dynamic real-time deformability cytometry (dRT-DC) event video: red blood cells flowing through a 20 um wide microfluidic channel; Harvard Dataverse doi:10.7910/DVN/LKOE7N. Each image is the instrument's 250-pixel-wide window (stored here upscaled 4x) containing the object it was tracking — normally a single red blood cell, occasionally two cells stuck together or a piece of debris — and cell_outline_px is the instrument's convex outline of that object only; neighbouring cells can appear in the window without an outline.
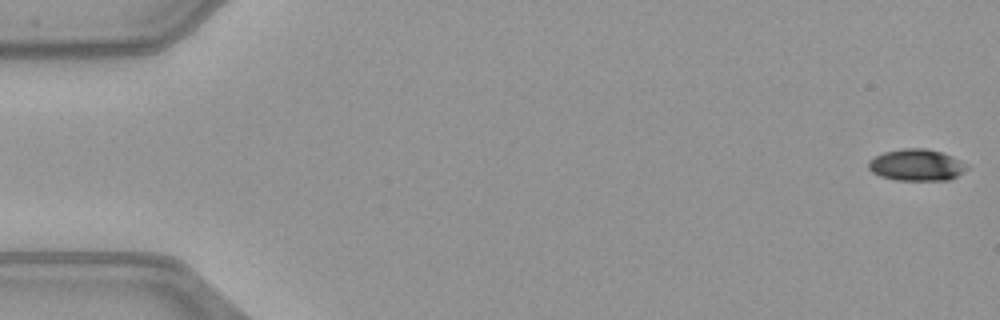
{"species": "common noctule bat (a hibernating species)", "species_latin": "Nyctalus noctula", "temperature_condition": "warm", "stored_images_in_passage": 45, "camera_frame_rate_fps": 3000, "um_per_image_px": 0.085, "animal": {"sex": "female", "body_mass_g": 21.9}, "frame": {"image": 1, "passage_image": 1, "time_ms": 0.0, "image_size_px": [1000, 320], "cell_outline_px": [[968, 168], [964, 172], [948, 180], [896, 180], [880, 176], [872, 172], [868, 168], [868, 160], [884, 152], [904, 148], [924, 148], [940, 152], [952, 156], [968, 164]], "centroid_in_image_um": [77.9, 14.03], "position_along_channel_um": 7.1, "area_um2": 18.15}}
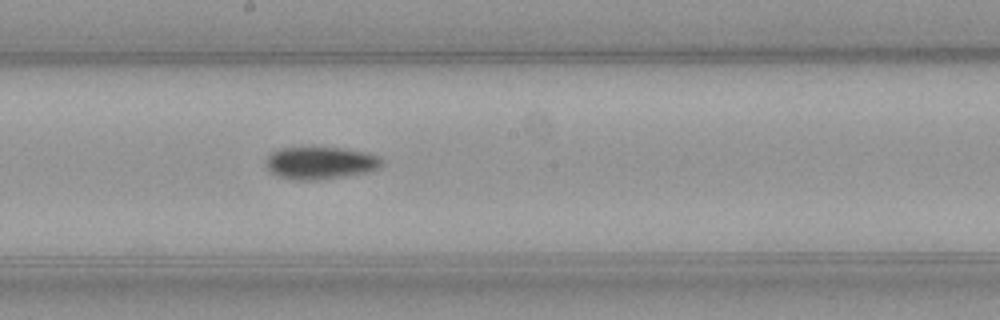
{"frame": {"image": 2, "passage_image": 28, "time_ms": 9.0, "image_size_px": [1000, 320], "cell_outline_px": [[384, 164], [380, 168], [372, 172], [320, 180], [292, 180], [276, 176], [264, 164], [268, 156], [272, 152], [280, 148], [344, 148], [368, 152], [380, 156], [384, 160]], "centroid_in_image_um": [27.3, 13.86], "position_along_channel_um": 220.9, "area_um2": 22.37}}
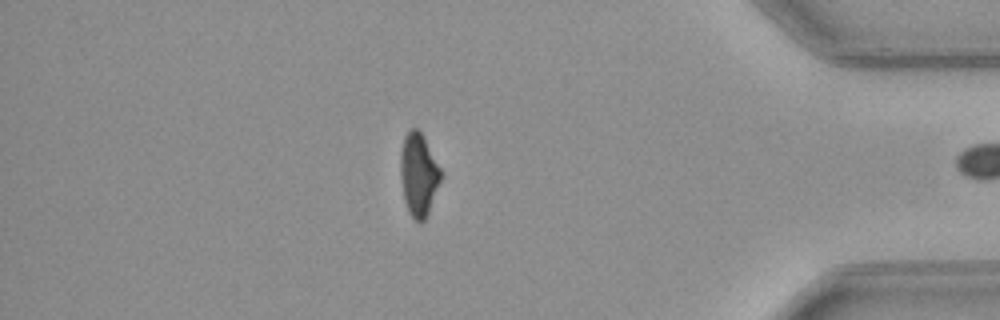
{"frame": {"image": 3, "passage_image": 44, "time_ms": 14.333, "image_size_px": [1000, 320], "cell_outline_px": [[440, 180], [428, 212], [424, 220], [420, 224], [408, 212], [404, 200], [400, 176], [400, 152], [404, 136], [412, 128], [416, 128], [420, 132], [440, 168]], "centroid_in_image_um": [35.54, 14.85], "position_along_channel_um": 399.7, "area_um2": 19.02}, "authors_computed_cell_mechanics": {"area_um2": 20.6924, "velocity_mm_per_s": 4.0755, "shape_relaxation_time_tau1_ms": 4.6307, "shape_relaxation_time_tau2_ms": null, "deformation_change_tau1": 0.1553, "deformation_change_tau2": null}}